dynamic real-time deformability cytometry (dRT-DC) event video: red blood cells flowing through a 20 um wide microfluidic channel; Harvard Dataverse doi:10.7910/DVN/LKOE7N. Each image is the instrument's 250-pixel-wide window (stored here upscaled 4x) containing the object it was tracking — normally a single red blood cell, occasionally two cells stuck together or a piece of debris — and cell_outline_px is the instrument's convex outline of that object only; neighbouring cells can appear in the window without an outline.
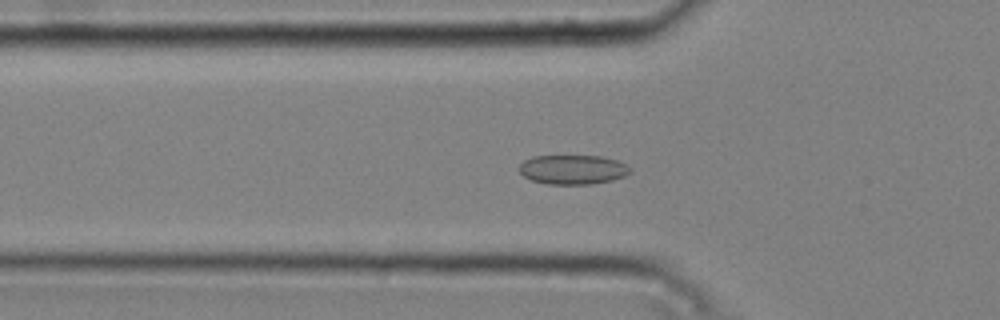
{"species": "common noctule bat (a hibernating species)", "species_latin": "Nyctalus noctula", "temperature_condition": "cold", "stored_images_in_passage": 51, "camera_frame_rate_fps": 3000, "um_per_image_px": 0.085, "animal": {"sex": "male", "body_mass_g": 20.4}, "frame": {"image": 1, "passage_image": 18, "time_ms": 5.667, "image_size_px": [1000, 320], "cell_outline_px": [[632, 172], [624, 176], [612, 180], [592, 184], [548, 184], [532, 180], [524, 176], [516, 168], [524, 160], [532, 156], [600, 156], [616, 160], [632, 168]], "centroid_in_image_um": [48.67, 14.41], "position_along_channel_um": 77.1, "area_um2": 19.07}}
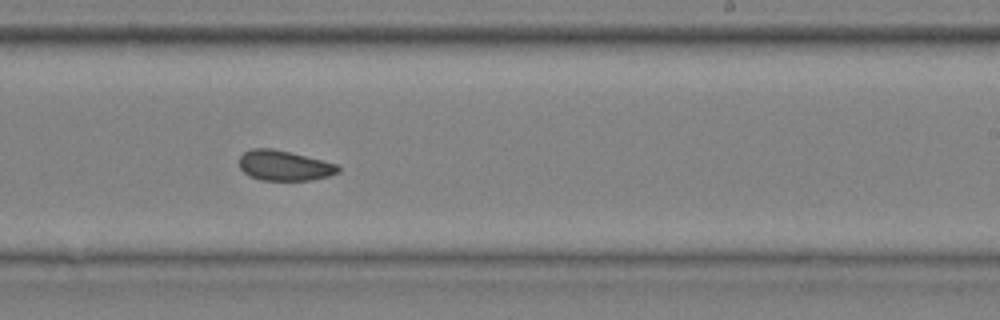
{"frame": {"image": 2, "passage_image": 33, "time_ms": 10.667, "image_size_px": [1000, 320], "cell_outline_px": [[340, 172], [328, 176], [312, 180], [260, 180], [248, 176], [240, 168], [240, 156], [244, 152], [252, 148], [272, 148], [336, 164], [340, 168]], "centroid_in_image_um": [24.13, 14.08], "position_along_channel_um": 264.9, "area_um2": 17.22}}
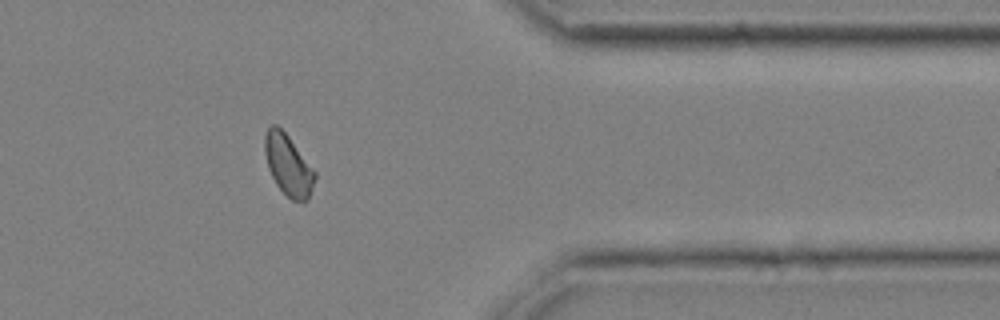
{"frame": {"image": 3, "passage_image": 44, "time_ms": 14.333, "image_size_px": [1000, 320], "cell_outline_px": [[316, 176], [308, 200], [292, 200], [276, 184], [268, 168], [264, 152], [264, 136], [268, 128], [272, 124], [276, 124], [288, 136], [316, 172]], "centroid_in_image_um": [24.48, 14.01], "position_along_channel_um": 386.9, "area_um2": 17.51}, "authors_computed_cell_mechanics": {"area_um2": 17.918, "velocity_mm_per_s": 3.7519, "shape_relaxation_time_tau1_ms": null, "shape_relaxation_time_tau2_ms": 2.0005, "deformation_change_tau1": null, "deformation_change_tau2": 0.0546}}